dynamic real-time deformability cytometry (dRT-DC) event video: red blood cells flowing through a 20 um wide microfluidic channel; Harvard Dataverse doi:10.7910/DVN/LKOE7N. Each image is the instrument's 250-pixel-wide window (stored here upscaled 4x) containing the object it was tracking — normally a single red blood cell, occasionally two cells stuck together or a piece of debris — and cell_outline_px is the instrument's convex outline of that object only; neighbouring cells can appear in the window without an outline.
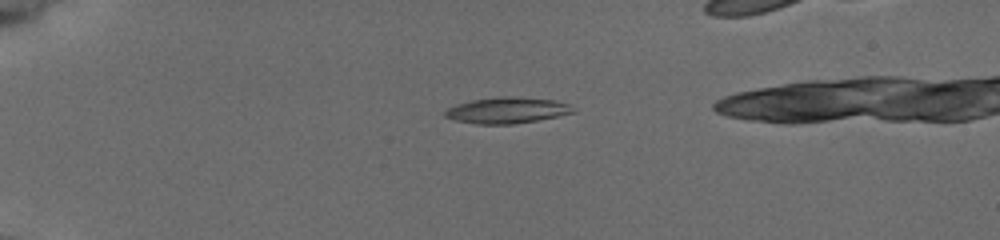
{"species": "common noctule bat (a hibernating species)", "species_latin": "Nyctalus noctula", "temperature_condition": "cold", "stored_images_in_passage": 40, "camera_frame_rate_fps": 3000, "um_per_image_px": 0.085, "animal": {"sex": "female", "body_mass_g": 19.5, "forearm_length_mm": 54.1}, "frame": {"image": 1, "passage_image": 1, "time_ms": 0.0, "image_size_px": [1000, 240], "cell_outline_px": [[572, 112], [556, 116], [536, 120], [512, 124], [480, 124], [456, 120], [444, 116], [444, 112], [448, 108], [456, 104], [472, 100], [504, 96], [508, 96], [552, 100], [568, 104]], "centroid_in_image_um": [43.01, 9.37], "position_along_channel_um": 42.0, "area_um2": 18.84}}
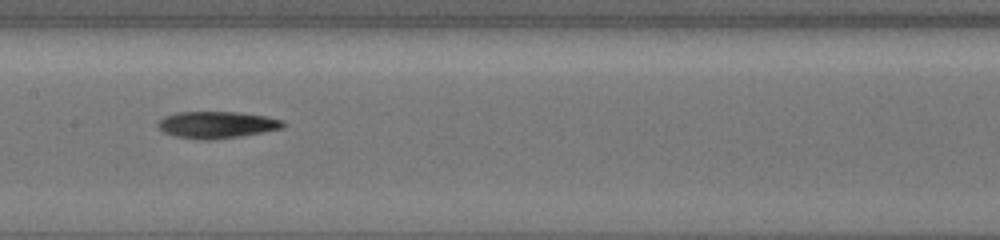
{"frame": {"image": 2, "passage_image": 17, "time_ms": 5.333, "image_size_px": [1000, 240], "cell_outline_px": [[284, 128], [240, 136], [216, 140], [200, 140], [176, 136], [164, 132], [156, 124], [164, 116], [176, 112], [236, 112], [264, 116], [284, 120]], "centroid_in_image_um": [18.42, 10.61], "position_along_channel_um": 189.0, "area_um2": 19.54}}
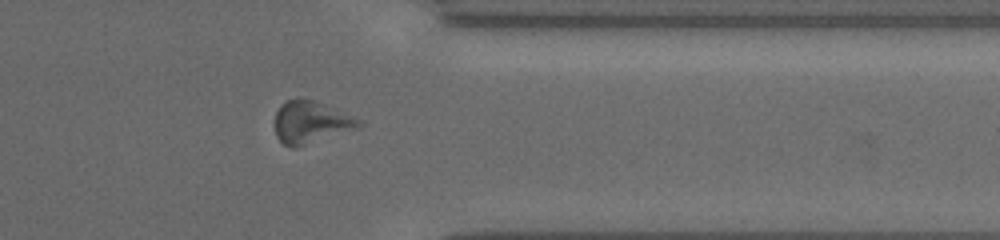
{"frame": {"image": 3, "passage_image": 33, "time_ms": 10.667, "image_size_px": [1000, 240], "cell_outline_px": [[364, 124], [360, 128], [292, 148], [284, 144], [276, 136], [276, 112], [280, 104], [288, 100], [300, 96], [312, 100], [360, 120]], "centroid_in_image_um": [26.4, 10.38], "position_along_channel_um": 385.0, "area_um2": 20.29}}